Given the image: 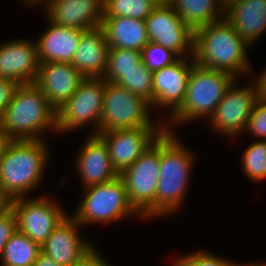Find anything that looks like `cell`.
<instances>
[{"mask_svg": "<svg viewBox=\"0 0 266 266\" xmlns=\"http://www.w3.org/2000/svg\"><path fill=\"white\" fill-rule=\"evenodd\" d=\"M79 227L72 215H67L41 245V252L60 266H69L93 246L81 239L77 231Z\"/></svg>", "mask_w": 266, "mask_h": 266, "instance_id": "ac0fdd59", "label": "cell"}, {"mask_svg": "<svg viewBox=\"0 0 266 266\" xmlns=\"http://www.w3.org/2000/svg\"><path fill=\"white\" fill-rule=\"evenodd\" d=\"M168 3L193 32L224 18L223 7L215 0H169Z\"/></svg>", "mask_w": 266, "mask_h": 266, "instance_id": "cb8c5ba5", "label": "cell"}, {"mask_svg": "<svg viewBox=\"0 0 266 266\" xmlns=\"http://www.w3.org/2000/svg\"><path fill=\"white\" fill-rule=\"evenodd\" d=\"M33 266H60L52 258L40 252L36 261L33 263Z\"/></svg>", "mask_w": 266, "mask_h": 266, "instance_id": "8d00e7d4", "label": "cell"}, {"mask_svg": "<svg viewBox=\"0 0 266 266\" xmlns=\"http://www.w3.org/2000/svg\"><path fill=\"white\" fill-rule=\"evenodd\" d=\"M101 27L109 48L141 51L149 42L145 20L131 17H103Z\"/></svg>", "mask_w": 266, "mask_h": 266, "instance_id": "603a6c76", "label": "cell"}, {"mask_svg": "<svg viewBox=\"0 0 266 266\" xmlns=\"http://www.w3.org/2000/svg\"><path fill=\"white\" fill-rule=\"evenodd\" d=\"M224 17L251 46L266 31V0H244L231 5Z\"/></svg>", "mask_w": 266, "mask_h": 266, "instance_id": "7402d4cb", "label": "cell"}, {"mask_svg": "<svg viewBox=\"0 0 266 266\" xmlns=\"http://www.w3.org/2000/svg\"><path fill=\"white\" fill-rule=\"evenodd\" d=\"M48 19L57 25L89 30L101 26L104 0H44Z\"/></svg>", "mask_w": 266, "mask_h": 266, "instance_id": "e0dca14e", "label": "cell"}, {"mask_svg": "<svg viewBox=\"0 0 266 266\" xmlns=\"http://www.w3.org/2000/svg\"><path fill=\"white\" fill-rule=\"evenodd\" d=\"M241 1H244V0H227V9H228L231 5H233V4H235V3H238V2H241Z\"/></svg>", "mask_w": 266, "mask_h": 266, "instance_id": "7bdbcfd3", "label": "cell"}, {"mask_svg": "<svg viewBox=\"0 0 266 266\" xmlns=\"http://www.w3.org/2000/svg\"><path fill=\"white\" fill-rule=\"evenodd\" d=\"M235 81L227 88L224 97L209 117L211 128L217 129L224 136H233L243 133L253 111L255 103L259 100L254 85L236 87Z\"/></svg>", "mask_w": 266, "mask_h": 266, "instance_id": "4fadbf2b", "label": "cell"}, {"mask_svg": "<svg viewBox=\"0 0 266 266\" xmlns=\"http://www.w3.org/2000/svg\"><path fill=\"white\" fill-rule=\"evenodd\" d=\"M17 230V216L12 207H9L0 213V260L6 243Z\"/></svg>", "mask_w": 266, "mask_h": 266, "instance_id": "d6a6232c", "label": "cell"}, {"mask_svg": "<svg viewBox=\"0 0 266 266\" xmlns=\"http://www.w3.org/2000/svg\"><path fill=\"white\" fill-rule=\"evenodd\" d=\"M234 264L231 260L224 257L222 259L220 256L212 255L201 249L196 253L177 258L173 266H233Z\"/></svg>", "mask_w": 266, "mask_h": 266, "instance_id": "4dcf8cb0", "label": "cell"}, {"mask_svg": "<svg viewBox=\"0 0 266 266\" xmlns=\"http://www.w3.org/2000/svg\"><path fill=\"white\" fill-rule=\"evenodd\" d=\"M85 141L76 161L84 187L109 182L119 176L112 167L104 140L98 134L91 133Z\"/></svg>", "mask_w": 266, "mask_h": 266, "instance_id": "d6986e66", "label": "cell"}, {"mask_svg": "<svg viewBox=\"0 0 266 266\" xmlns=\"http://www.w3.org/2000/svg\"><path fill=\"white\" fill-rule=\"evenodd\" d=\"M47 144L42 140H9L0 157V187L12 201L25 194L44 175L49 157Z\"/></svg>", "mask_w": 266, "mask_h": 266, "instance_id": "7a4b0ae2", "label": "cell"}, {"mask_svg": "<svg viewBox=\"0 0 266 266\" xmlns=\"http://www.w3.org/2000/svg\"><path fill=\"white\" fill-rule=\"evenodd\" d=\"M0 126L9 140H43L46 129L57 130L56 110L35 83L20 84Z\"/></svg>", "mask_w": 266, "mask_h": 266, "instance_id": "277c9868", "label": "cell"}, {"mask_svg": "<svg viewBox=\"0 0 266 266\" xmlns=\"http://www.w3.org/2000/svg\"><path fill=\"white\" fill-rule=\"evenodd\" d=\"M216 2H218L221 7H223L224 12L227 10V0H215Z\"/></svg>", "mask_w": 266, "mask_h": 266, "instance_id": "ab89813d", "label": "cell"}, {"mask_svg": "<svg viewBox=\"0 0 266 266\" xmlns=\"http://www.w3.org/2000/svg\"><path fill=\"white\" fill-rule=\"evenodd\" d=\"M237 79L228 72L194 64L184 100L169 117V123L177 125L183 122L185 124L189 120L196 121L203 116L209 118L224 97L227 88Z\"/></svg>", "mask_w": 266, "mask_h": 266, "instance_id": "5b68a950", "label": "cell"}, {"mask_svg": "<svg viewBox=\"0 0 266 266\" xmlns=\"http://www.w3.org/2000/svg\"><path fill=\"white\" fill-rule=\"evenodd\" d=\"M9 142V139L7 138L5 132L2 130L0 126V157L2 156V153Z\"/></svg>", "mask_w": 266, "mask_h": 266, "instance_id": "f35d334b", "label": "cell"}, {"mask_svg": "<svg viewBox=\"0 0 266 266\" xmlns=\"http://www.w3.org/2000/svg\"><path fill=\"white\" fill-rule=\"evenodd\" d=\"M150 42L162 45L179 57L193 56L194 32L169 4L156 5L145 19Z\"/></svg>", "mask_w": 266, "mask_h": 266, "instance_id": "7c38bea8", "label": "cell"}, {"mask_svg": "<svg viewBox=\"0 0 266 266\" xmlns=\"http://www.w3.org/2000/svg\"><path fill=\"white\" fill-rule=\"evenodd\" d=\"M116 84L138 95L151 106L153 105V72L143 62L134 70L125 73Z\"/></svg>", "mask_w": 266, "mask_h": 266, "instance_id": "4316f807", "label": "cell"}, {"mask_svg": "<svg viewBox=\"0 0 266 266\" xmlns=\"http://www.w3.org/2000/svg\"><path fill=\"white\" fill-rule=\"evenodd\" d=\"M57 204L45 196L12 200L18 230L41 246L67 215Z\"/></svg>", "mask_w": 266, "mask_h": 266, "instance_id": "30bf717a", "label": "cell"}, {"mask_svg": "<svg viewBox=\"0 0 266 266\" xmlns=\"http://www.w3.org/2000/svg\"><path fill=\"white\" fill-rule=\"evenodd\" d=\"M49 22L51 25L36 41L40 63H71L84 30L57 25L50 20Z\"/></svg>", "mask_w": 266, "mask_h": 266, "instance_id": "44dd1931", "label": "cell"}, {"mask_svg": "<svg viewBox=\"0 0 266 266\" xmlns=\"http://www.w3.org/2000/svg\"><path fill=\"white\" fill-rule=\"evenodd\" d=\"M9 207H11V200L6 196L0 187V213L6 211Z\"/></svg>", "mask_w": 266, "mask_h": 266, "instance_id": "74e56055", "label": "cell"}, {"mask_svg": "<svg viewBox=\"0 0 266 266\" xmlns=\"http://www.w3.org/2000/svg\"><path fill=\"white\" fill-rule=\"evenodd\" d=\"M195 64L179 58L173 64L153 71V105L155 108H169L172 115L182 104L188 79Z\"/></svg>", "mask_w": 266, "mask_h": 266, "instance_id": "5bb4252c", "label": "cell"}, {"mask_svg": "<svg viewBox=\"0 0 266 266\" xmlns=\"http://www.w3.org/2000/svg\"><path fill=\"white\" fill-rule=\"evenodd\" d=\"M155 6L151 0H104L103 17L145 20Z\"/></svg>", "mask_w": 266, "mask_h": 266, "instance_id": "83f0119b", "label": "cell"}, {"mask_svg": "<svg viewBox=\"0 0 266 266\" xmlns=\"http://www.w3.org/2000/svg\"><path fill=\"white\" fill-rule=\"evenodd\" d=\"M40 61L36 42L27 39L0 45V77L19 84L35 83Z\"/></svg>", "mask_w": 266, "mask_h": 266, "instance_id": "2e32d148", "label": "cell"}, {"mask_svg": "<svg viewBox=\"0 0 266 266\" xmlns=\"http://www.w3.org/2000/svg\"><path fill=\"white\" fill-rule=\"evenodd\" d=\"M251 266H266V265L264 263L262 264V262H261L260 264H257V263L256 264L255 263L252 264L251 263Z\"/></svg>", "mask_w": 266, "mask_h": 266, "instance_id": "ee69618b", "label": "cell"}, {"mask_svg": "<svg viewBox=\"0 0 266 266\" xmlns=\"http://www.w3.org/2000/svg\"><path fill=\"white\" fill-rule=\"evenodd\" d=\"M26 1L25 3H28L29 5L36 4V3H42L44 0H23ZM31 3V4H30Z\"/></svg>", "mask_w": 266, "mask_h": 266, "instance_id": "b9f144b4", "label": "cell"}, {"mask_svg": "<svg viewBox=\"0 0 266 266\" xmlns=\"http://www.w3.org/2000/svg\"><path fill=\"white\" fill-rule=\"evenodd\" d=\"M109 45L101 26L84 30L71 64L85 78H102L107 68Z\"/></svg>", "mask_w": 266, "mask_h": 266, "instance_id": "ffe728a7", "label": "cell"}, {"mask_svg": "<svg viewBox=\"0 0 266 266\" xmlns=\"http://www.w3.org/2000/svg\"><path fill=\"white\" fill-rule=\"evenodd\" d=\"M41 246L17 230L6 243L1 256V266H33Z\"/></svg>", "mask_w": 266, "mask_h": 266, "instance_id": "d4e9b609", "label": "cell"}, {"mask_svg": "<svg viewBox=\"0 0 266 266\" xmlns=\"http://www.w3.org/2000/svg\"><path fill=\"white\" fill-rule=\"evenodd\" d=\"M163 125L165 131L160 136V168L156 189V216L160 217L178 211L182 206L194 164V153L177 139L167 122Z\"/></svg>", "mask_w": 266, "mask_h": 266, "instance_id": "3957f363", "label": "cell"}, {"mask_svg": "<svg viewBox=\"0 0 266 266\" xmlns=\"http://www.w3.org/2000/svg\"><path fill=\"white\" fill-rule=\"evenodd\" d=\"M247 47L250 45L224 17L194 31L192 57L199 66L225 71L237 78L251 71Z\"/></svg>", "mask_w": 266, "mask_h": 266, "instance_id": "6da1fadb", "label": "cell"}, {"mask_svg": "<svg viewBox=\"0 0 266 266\" xmlns=\"http://www.w3.org/2000/svg\"><path fill=\"white\" fill-rule=\"evenodd\" d=\"M151 105L128 89L106 81L99 132L155 126L150 121Z\"/></svg>", "mask_w": 266, "mask_h": 266, "instance_id": "ba28073f", "label": "cell"}, {"mask_svg": "<svg viewBox=\"0 0 266 266\" xmlns=\"http://www.w3.org/2000/svg\"><path fill=\"white\" fill-rule=\"evenodd\" d=\"M85 194L73 218L83 226L88 223H113L127 216L139 214L131 205L125 184L120 176L84 188Z\"/></svg>", "mask_w": 266, "mask_h": 266, "instance_id": "8992f818", "label": "cell"}, {"mask_svg": "<svg viewBox=\"0 0 266 266\" xmlns=\"http://www.w3.org/2000/svg\"><path fill=\"white\" fill-rule=\"evenodd\" d=\"M141 62V51L109 48L107 68L102 78L107 82L117 83L125 73L134 70Z\"/></svg>", "mask_w": 266, "mask_h": 266, "instance_id": "484cf974", "label": "cell"}, {"mask_svg": "<svg viewBox=\"0 0 266 266\" xmlns=\"http://www.w3.org/2000/svg\"><path fill=\"white\" fill-rule=\"evenodd\" d=\"M85 77L68 62L40 63L35 84L57 111L76 92Z\"/></svg>", "mask_w": 266, "mask_h": 266, "instance_id": "9a60e30c", "label": "cell"}, {"mask_svg": "<svg viewBox=\"0 0 266 266\" xmlns=\"http://www.w3.org/2000/svg\"><path fill=\"white\" fill-rule=\"evenodd\" d=\"M69 266H110L107 264L105 258L99 254L96 248L92 246L85 254L79 259L71 263Z\"/></svg>", "mask_w": 266, "mask_h": 266, "instance_id": "e575fe53", "label": "cell"}, {"mask_svg": "<svg viewBox=\"0 0 266 266\" xmlns=\"http://www.w3.org/2000/svg\"><path fill=\"white\" fill-rule=\"evenodd\" d=\"M19 85L15 80L0 77V121Z\"/></svg>", "mask_w": 266, "mask_h": 266, "instance_id": "836d02e7", "label": "cell"}, {"mask_svg": "<svg viewBox=\"0 0 266 266\" xmlns=\"http://www.w3.org/2000/svg\"><path fill=\"white\" fill-rule=\"evenodd\" d=\"M246 130L266 140V101L258 100L247 122ZM265 138V139H264Z\"/></svg>", "mask_w": 266, "mask_h": 266, "instance_id": "1f68e13d", "label": "cell"}, {"mask_svg": "<svg viewBox=\"0 0 266 266\" xmlns=\"http://www.w3.org/2000/svg\"><path fill=\"white\" fill-rule=\"evenodd\" d=\"M165 131V126H147L99 132L108 147L113 169L120 175Z\"/></svg>", "mask_w": 266, "mask_h": 266, "instance_id": "8fae6325", "label": "cell"}, {"mask_svg": "<svg viewBox=\"0 0 266 266\" xmlns=\"http://www.w3.org/2000/svg\"><path fill=\"white\" fill-rule=\"evenodd\" d=\"M155 5L166 4L169 0H151Z\"/></svg>", "mask_w": 266, "mask_h": 266, "instance_id": "60d3db41", "label": "cell"}, {"mask_svg": "<svg viewBox=\"0 0 266 266\" xmlns=\"http://www.w3.org/2000/svg\"><path fill=\"white\" fill-rule=\"evenodd\" d=\"M106 80L85 78L76 92L56 111V132L71 131L87 124L99 133V123L104 101Z\"/></svg>", "mask_w": 266, "mask_h": 266, "instance_id": "9c48e42d", "label": "cell"}, {"mask_svg": "<svg viewBox=\"0 0 266 266\" xmlns=\"http://www.w3.org/2000/svg\"><path fill=\"white\" fill-rule=\"evenodd\" d=\"M233 266H241V265H237V264L235 263ZM243 266H244V265H243ZM245 266H251V264H249V265H248V264H247V265L245 264Z\"/></svg>", "mask_w": 266, "mask_h": 266, "instance_id": "f6af8a7d", "label": "cell"}, {"mask_svg": "<svg viewBox=\"0 0 266 266\" xmlns=\"http://www.w3.org/2000/svg\"><path fill=\"white\" fill-rule=\"evenodd\" d=\"M141 58L146 67L153 72L173 64L180 57L172 50L149 41L141 50Z\"/></svg>", "mask_w": 266, "mask_h": 266, "instance_id": "f546056e", "label": "cell"}, {"mask_svg": "<svg viewBox=\"0 0 266 266\" xmlns=\"http://www.w3.org/2000/svg\"><path fill=\"white\" fill-rule=\"evenodd\" d=\"M242 159L243 170L249 179H266V140H257L247 146Z\"/></svg>", "mask_w": 266, "mask_h": 266, "instance_id": "f1b7e54d", "label": "cell"}, {"mask_svg": "<svg viewBox=\"0 0 266 266\" xmlns=\"http://www.w3.org/2000/svg\"><path fill=\"white\" fill-rule=\"evenodd\" d=\"M160 137L119 176L133 208L142 217H156V189L159 180Z\"/></svg>", "mask_w": 266, "mask_h": 266, "instance_id": "52a82bcc", "label": "cell"}, {"mask_svg": "<svg viewBox=\"0 0 266 266\" xmlns=\"http://www.w3.org/2000/svg\"><path fill=\"white\" fill-rule=\"evenodd\" d=\"M257 83L255 84L257 90V97L260 100L266 101V70L259 74Z\"/></svg>", "mask_w": 266, "mask_h": 266, "instance_id": "d590c367", "label": "cell"}]
</instances>
